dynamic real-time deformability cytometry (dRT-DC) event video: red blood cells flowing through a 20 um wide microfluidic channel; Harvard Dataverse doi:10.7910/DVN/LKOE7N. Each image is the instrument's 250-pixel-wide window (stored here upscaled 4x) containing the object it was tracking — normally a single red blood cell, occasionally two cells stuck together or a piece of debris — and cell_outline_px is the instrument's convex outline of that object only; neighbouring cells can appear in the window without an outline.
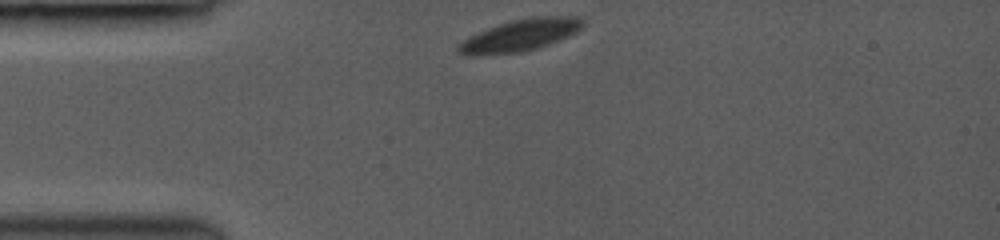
{"species": "common noctule bat (a hibernating species)", "species_latin": "Nyctalus noctula", "temperature_condition": "room temperature", "stored_images_in_passage": 17, "camera_frame_rate_fps": 3000, "um_per_image_px": 0.085, "animal": {"sex": "female", "body_mass_g": 19.0, "forearm_length_mm": 53.3}, "frame": {"image": 1, "passage_image": 1, "time_ms": 0.0, "image_size_px": [1000, 240], "cell_outline_px": [[584, 24], [576, 32], [568, 36], [548, 44], [536, 48], [520, 52], [476, 56], [464, 56], [456, 52], [456, 44], [488, 28], [512, 20], [528, 16], [580, 16], [584, 20]], "centroid_in_image_um": [44.19, 3.0], "position_along_channel_um": 40.8, "area_um2": 23.18}}
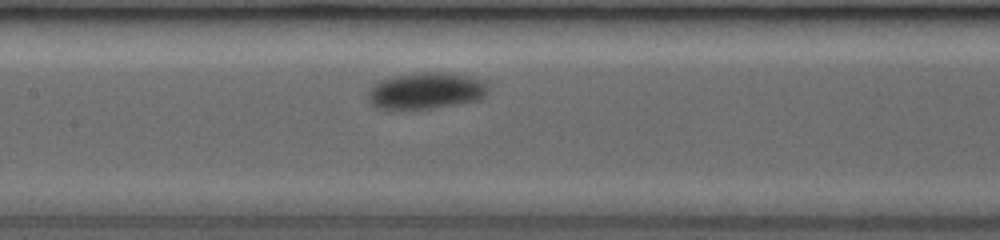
{"frame": {"image": 2, "passage_image": 10, "time_ms": 4.0, "image_size_px": [1000, 240], "cell_outline_px": [[488, 92], [480, 100], [460, 104], [432, 108], [376, 108], [368, 100], [368, 92], [372, 84], [380, 80], [392, 76], [420, 72], [452, 72], [472, 76], [484, 80], [488, 88]], "centroid_in_image_um": [36.25, 7.69], "position_along_channel_um": 171.2, "area_um2": 25.89}}
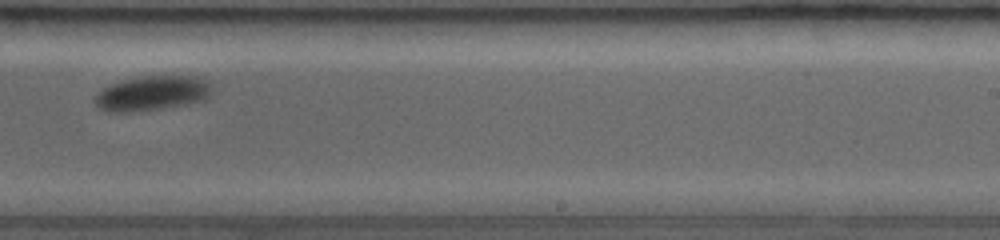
{"frame": {"image": 3, "passage_image": 15, "time_ms": 6.667, "image_size_px": [1000, 240], "cell_outline_px": [[212, 92], [208, 100], [136, 112], [108, 112], [100, 108], [96, 104], [96, 92], [112, 84], [124, 80], [140, 76], [192, 76], [212, 80]], "centroid_in_image_um": [13.01, 7.92], "position_along_channel_um": 276.0, "area_um2": 23.87}}